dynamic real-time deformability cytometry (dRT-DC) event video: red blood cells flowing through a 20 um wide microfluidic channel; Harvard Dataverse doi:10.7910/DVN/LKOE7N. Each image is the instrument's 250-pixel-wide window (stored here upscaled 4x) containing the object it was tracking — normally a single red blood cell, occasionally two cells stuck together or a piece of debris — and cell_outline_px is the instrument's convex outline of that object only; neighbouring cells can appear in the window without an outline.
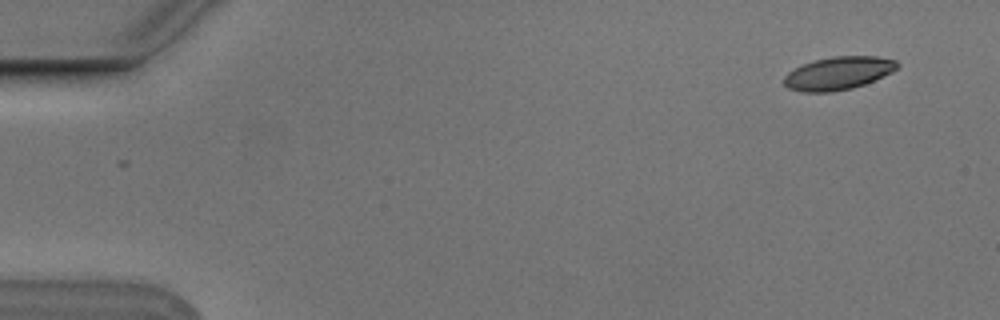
{"species": "Egyptian fruit bat (a non-hibernating species)", "species_latin": "Rousettus aegyptiacus", "temperature_condition": "cold", "stored_images_in_passage": 12, "camera_frame_rate_fps": 3000, "um_per_image_px": 0.085, "animal": {"sex": "male"}, "frame": {"image": 1, "passage_image": 1, "time_ms": 0.0, "image_size_px": [1000, 320], "cell_outline_px": [[900, 68], [892, 72], [864, 84], [852, 88], [832, 92], [800, 92], [788, 88], [784, 84], [784, 76], [788, 72], [804, 64], [816, 60], [832, 56], [876, 56], [896, 60], [900, 64]], "centroid_in_image_um": [71.28, 6.22], "position_along_channel_um": 13.7, "area_um2": 21.79}}